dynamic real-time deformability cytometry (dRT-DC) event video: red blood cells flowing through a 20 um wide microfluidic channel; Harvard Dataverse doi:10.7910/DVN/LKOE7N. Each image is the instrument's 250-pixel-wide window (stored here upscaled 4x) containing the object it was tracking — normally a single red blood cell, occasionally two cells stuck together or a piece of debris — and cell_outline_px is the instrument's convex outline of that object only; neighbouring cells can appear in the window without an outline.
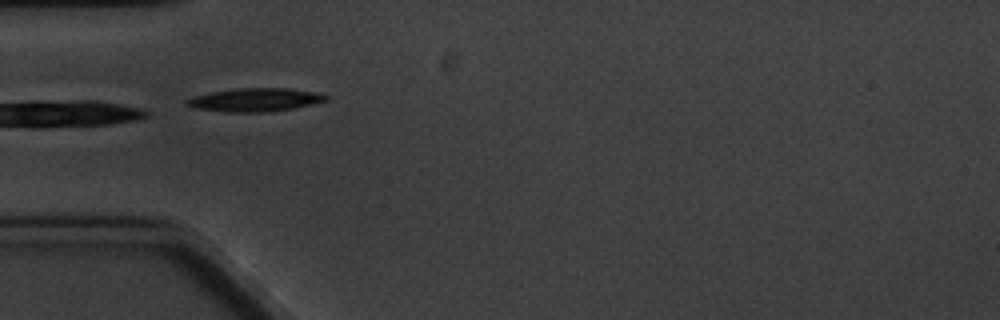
{"species": "common noctule bat (a hibernating species)", "species_latin": "Nyctalus noctula", "temperature_condition": "cold", "stored_images_in_passage": 7, "camera_frame_rate_fps": 3000, "um_per_image_px": 0.085, "animal": {"sex": "male", "body_mass_g": 20.1, "forearm_length_mm": 53.5}, "frame": {"image": 1, "passage_image": 5, "time_ms": 5.333, "image_size_px": [1000, 320], "cell_outline_px": [[328, 100], [312, 104], [292, 108], [268, 112], [228, 112], [196, 108], [188, 104], [184, 100], [192, 96], [212, 92], [236, 88], [288, 88], [312, 92], [328, 96]], "centroid_in_image_um": [21.66, 8.48], "position_along_channel_um": 63.3, "area_um2": 18.67}}